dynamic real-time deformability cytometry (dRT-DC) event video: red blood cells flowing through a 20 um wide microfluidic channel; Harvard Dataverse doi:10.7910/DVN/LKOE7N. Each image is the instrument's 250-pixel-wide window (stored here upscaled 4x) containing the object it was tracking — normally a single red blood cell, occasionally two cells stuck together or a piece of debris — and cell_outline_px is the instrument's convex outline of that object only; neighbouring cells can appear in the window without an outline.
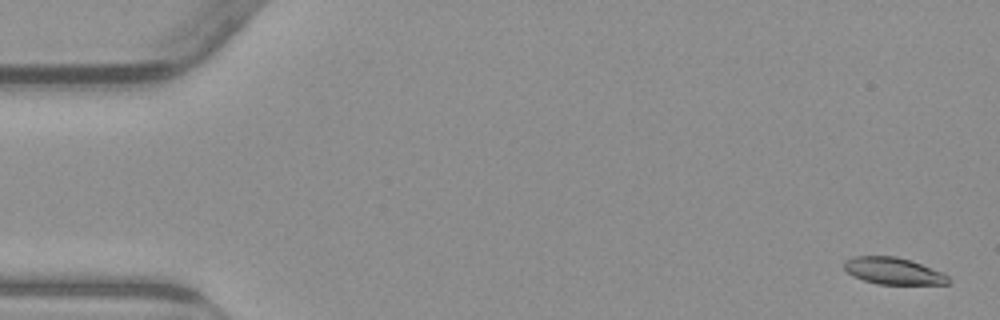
{"species": "common noctule bat (a hibernating species)", "species_latin": "Nyctalus noctula", "temperature_condition": "warm", "stored_images_in_passage": 55, "camera_frame_rate_fps": 3000, "um_per_image_px": 0.085, "animal": {"sex": "male", "body_mass_g": 23.1, "forearm_length_mm": 52.7}, "frame": {"image": 1, "passage_image": 2, "time_ms": 0.333, "image_size_px": [1000, 320], "cell_outline_px": [[952, 280], [948, 284], [876, 284], [852, 276], [844, 268], [844, 260], [856, 256], [896, 256], [920, 264], [940, 272], [948, 276]], "centroid_in_image_um": [75.9, 23.04], "position_along_channel_um": 9.1, "area_um2": 16.13}}
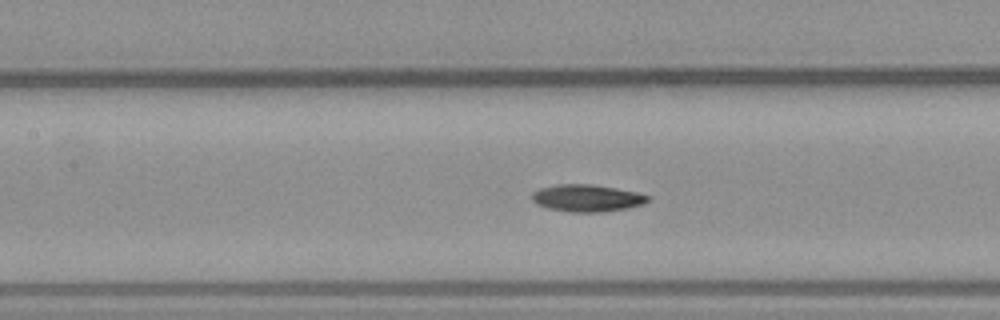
{"frame": {"image": 2, "passage_image": 25, "time_ms": 8.0, "image_size_px": [1000, 320], "cell_outline_px": [[648, 200], [644, 204], [628, 208], [604, 212], [568, 212], [548, 208], [536, 204], [532, 200], [532, 192], [540, 188], [556, 184], [592, 184], [640, 192], [648, 196]], "centroid_in_image_um": [49.89, 16.84], "position_along_channel_um": 157.5, "area_um2": 18.5}}
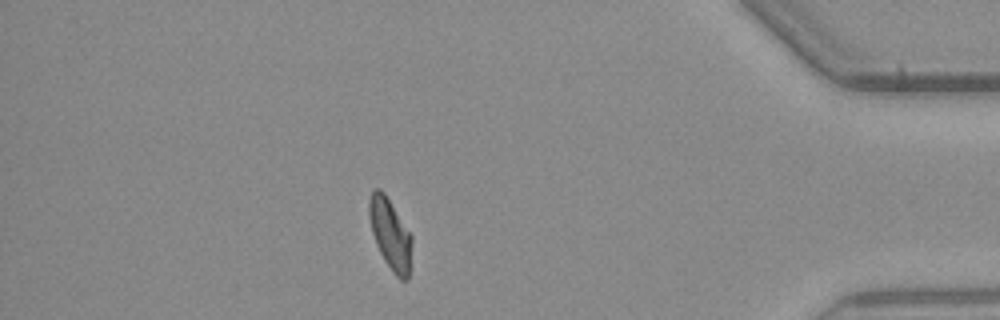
{"frame": {"image": 3, "passage_image": 48, "time_ms": 15.667, "image_size_px": [1000, 320], "cell_outline_px": [[412, 240], [408, 280], [400, 280], [396, 276], [384, 260], [376, 244], [372, 232], [368, 216], [368, 200], [372, 192], [376, 188], [380, 188], [384, 192], [412, 236]], "centroid_in_image_um": [33.16, 19.89], "position_along_channel_um": 402.0, "area_um2": 17.51}, "authors_computed_cell_mechanics": {"area_um2": 17.7446, "velocity_mm_per_s": 3.802, "shape_relaxation_time_tau1_ms": 6.9745, "shape_relaxation_time_tau2_ms": 6.7816, "deformation_change_tau1": 0.1683, "deformation_change_tau2": 0.112}}